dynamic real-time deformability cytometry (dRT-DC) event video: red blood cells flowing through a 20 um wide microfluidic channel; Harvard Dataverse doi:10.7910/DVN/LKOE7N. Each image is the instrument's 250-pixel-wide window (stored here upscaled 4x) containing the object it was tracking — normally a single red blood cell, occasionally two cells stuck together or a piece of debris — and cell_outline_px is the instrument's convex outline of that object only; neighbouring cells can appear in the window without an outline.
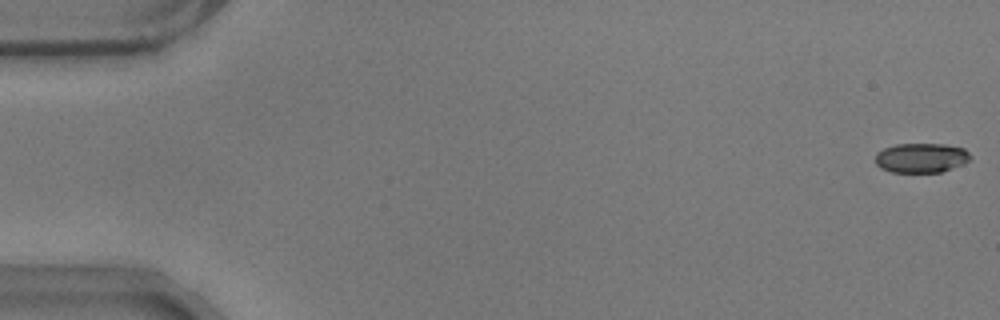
{"species": "common noctule bat (a hibernating species)", "species_latin": "Nyctalus noctula", "temperature_condition": "warm", "stored_images_in_passage": 57, "camera_frame_rate_fps": 3000, "um_per_image_px": 0.085, "animal": {"sex": "male", "body_mass_g": 17.9}, "frame": {"image": 1, "passage_image": 1, "time_ms": 0.0, "image_size_px": [1000, 320], "cell_outline_px": [[972, 156], [964, 164], [940, 172], [892, 172], [880, 168], [876, 164], [876, 152], [884, 148], [896, 144], [944, 144], [964, 148]], "centroid_in_image_um": [78.3, 13.41], "position_along_channel_um": 6.7, "area_um2": 16.42}}
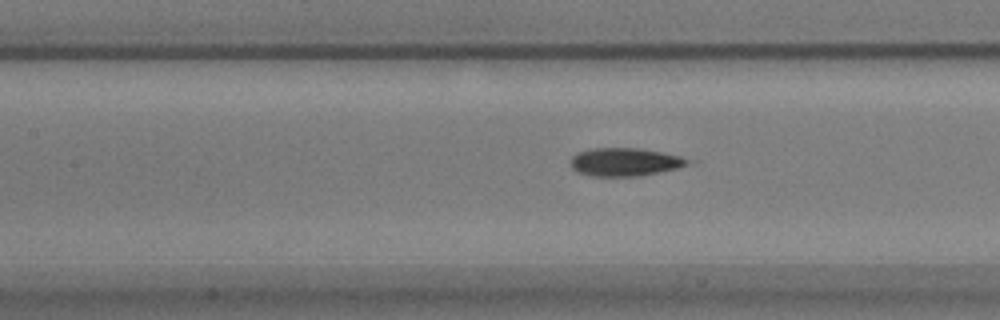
{"frame": {"image": 2, "passage_image": 26, "time_ms": 8.333, "image_size_px": [1000, 320], "cell_outline_px": [[696, 164], [640, 176], [592, 176], [576, 172], [572, 168], [572, 156], [576, 152], [588, 148], [640, 148], [680, 156], [696, 160]], "centroid_in_image_um": [53.18, 13.76], "position_along_channel_um": 154.2, "area_um2": 19.59}}
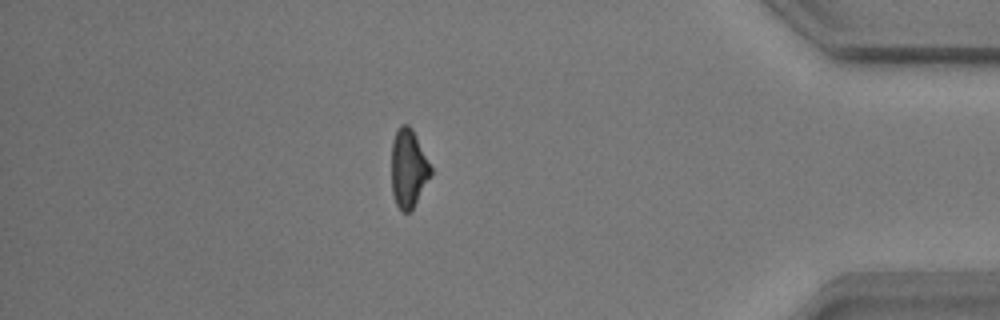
{"frame": {"image": 3, "passage_image": 50, "time_ms": 16.333, "image_size_px": [1000, 320], "cell_outline_px": [[432, 176], [412, 208], [408, 212], [404, 212], [396, 204], [392, 192], [392, 140], [400, 124], [408, 124], [412, 128], [432, 168]], "centroid_in_image_um": [34.72, 14.29], "position_along_channel_um": 400.5, "area_um2": 17.86}, "authors_computed_cell_mechanics": {"area_um2": 18.3226, "velocity_mm_per_s": 3.5597, "shape_relaxation_time_tau1_ms": 6.0663, "shape_relaxation_time_tau2_ms": 1.7849, "deformation_change_tau1": 0.1963, "deformation_change_tau2": 0.0873}}